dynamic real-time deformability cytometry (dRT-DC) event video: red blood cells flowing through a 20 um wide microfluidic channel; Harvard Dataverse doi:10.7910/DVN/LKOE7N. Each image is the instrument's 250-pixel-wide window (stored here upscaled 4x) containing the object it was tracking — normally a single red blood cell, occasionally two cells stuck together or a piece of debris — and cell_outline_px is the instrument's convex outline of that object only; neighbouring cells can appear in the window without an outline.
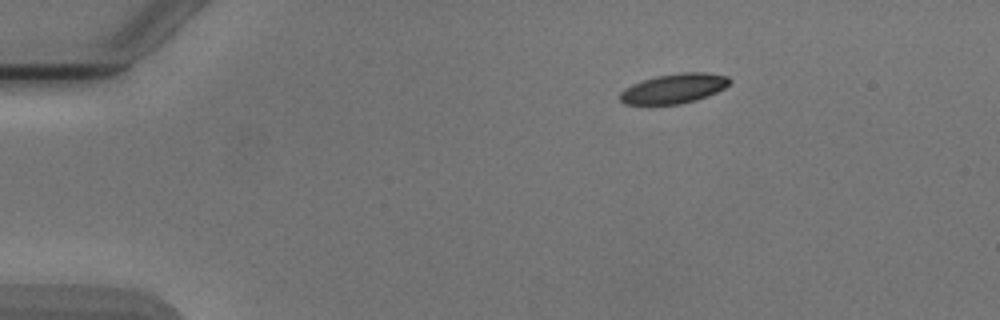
{"species": "Egyptian fruit bat (a non-hibernating species)", "species_latin": "Rousettus aegyptiacus", "temperature_condition": "cold", "stored_images_in_passage": 4, "camera_frame_rate_fps": 3000, "um_per_image_px": 0.085, "animal": {"sex": "male"}, "frame": {"image": 1, "passage_image": 1, "time_ms": 0.0, "image_size_px": [1000, 320], "cell_outline_px": [[732, 80], [724, 88], [708, 96], [696, 100], [680, 104], [648, 108], [624, 104], [620, 100], [620, 92], [624, 88], [632, 84], [656, 76], [684, 72], [704, 72], [728, 76]], "centroid_in_image_um": [57.21, 7.58], "position_along_channel_um": 27.8, "area_um2": 19.71}}